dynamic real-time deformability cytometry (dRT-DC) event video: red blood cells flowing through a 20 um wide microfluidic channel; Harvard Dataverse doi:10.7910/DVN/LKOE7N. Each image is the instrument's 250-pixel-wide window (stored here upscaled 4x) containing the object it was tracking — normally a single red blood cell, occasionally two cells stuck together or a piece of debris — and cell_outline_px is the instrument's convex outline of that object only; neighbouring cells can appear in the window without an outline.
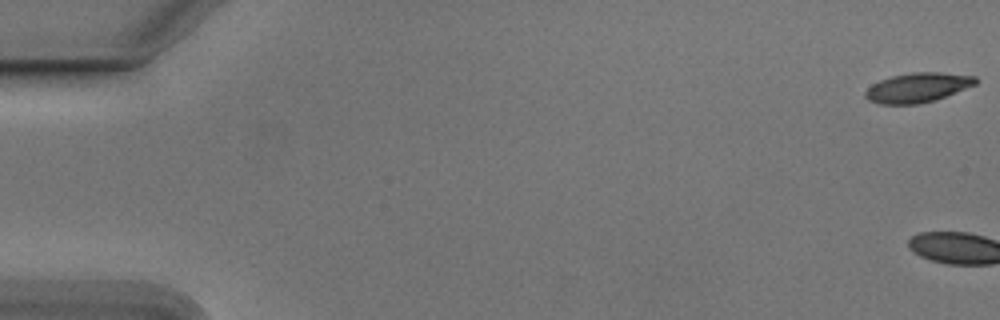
{"species": "Egyptian fruit bat (a non-hibernating species)", "species_latin": "Rousettus aegyptiacus", "temperature_condition": "cold", "stored_images_in_passage": 3, "camera_frame_rate_fps": 3000, "um_per_image_px": 0.085, "animal": {"sex": "male"}, "frame": {"image": 1, "passage_image": 1, "time_ms": 0.0, "image_size_px": [1000, 320], "cell_outline_px": [[976, 84], [936, 100], [916, 104], [880, 104], [868, 100], [864, 96], [864, 92], [872, 84], [880, 80], [892, 76], [912, 72], [936, 72], [976, 76]], "centroid_in_image_um": [77.97, 7.45], "position_along_channel_um": 7.0, "area_um2": 18.9}}